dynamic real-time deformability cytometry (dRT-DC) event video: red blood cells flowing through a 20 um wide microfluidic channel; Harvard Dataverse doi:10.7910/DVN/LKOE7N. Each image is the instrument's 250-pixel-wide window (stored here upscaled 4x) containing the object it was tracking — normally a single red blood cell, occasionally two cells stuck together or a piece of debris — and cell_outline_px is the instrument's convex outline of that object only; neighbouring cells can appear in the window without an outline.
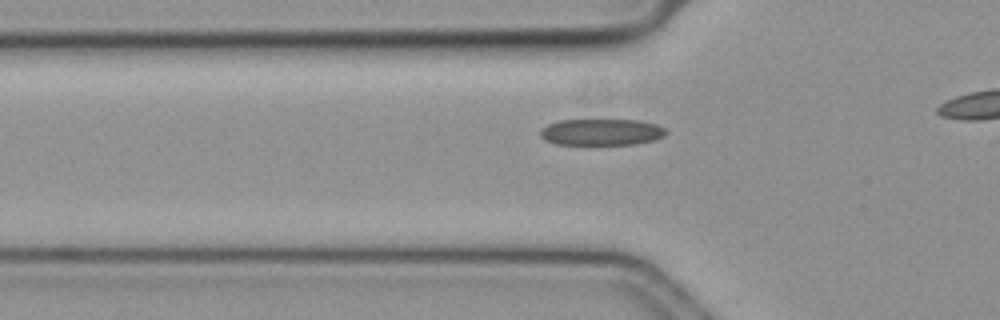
{"species": "common noctule bat (a hibernating species)", "species_latin": "Nyctalus noctula", "temperature_condition": "cold", "stored_images_in_passage": 38, "camera_frame_rate_fps": 3000, "um_per_image_px": 0.085, "animal": {"sex": "female", "body_mass_g": 19.3, "forearm_length_mm": 54.1}, "frame": {"image": 1, "passage_image": 11, "time_ms": 3.333, "image_size_px": [1000, 320], "cell_outline_px": [[668, 132], [664, 136], [656, 140], [636, 144], [556, 144], [544, 140], [540, 136], [540, 128], [556, 120], [640, 120], [656, 124], [664, 128]], "centroid_in_image_um": [51.12, 11.22], "position_along_channel_um": 74.7, "area_um2": 19.59}}
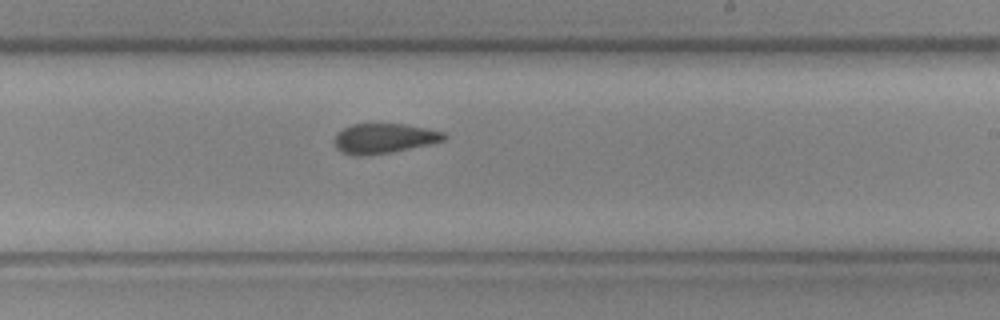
{"frame": {"image": 2, "passage_image": 26, "time_ms": 8.333, "image_size_px": [1000, 320], "cell_outline_px": [[448, 136], [444, 140], [428, 144], [392, 152], [360, 156], [356, 156], [340, 152], [336, 148], [332, 140], [336, 132], [352, 124], [404, 124], [444, 132]], "centroid_in_image_um": [32.57, 11.77], "position_along_channel_um": 256.4, "area_um2": 19.13}}
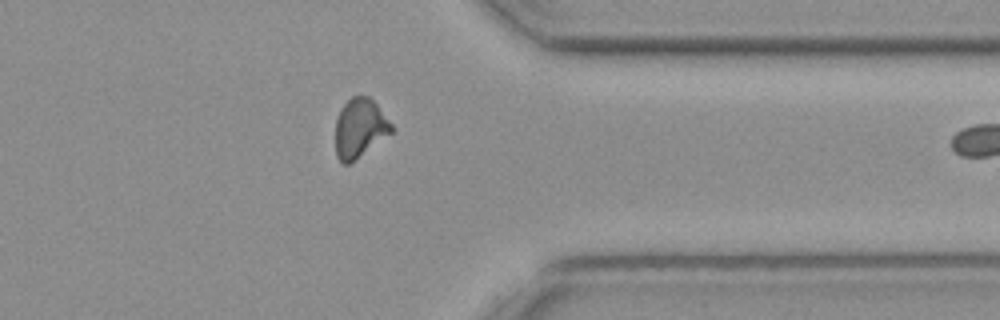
{"frame": {"image": 3, "passage_image": 37, "time_ms": 12.0, "image_size_px": [1000, 320], "cell_outline_px": [[392, 132], [348, 164], [344, 164], [336, 156], [336, 120], [340, 108], [352, 96], [368, 96], [376, 104], [392, 124]], "centroid_in_image_um": [30.56, 10.87], "position_along_channel_um": 380.8, "area_um2": 18.84}}